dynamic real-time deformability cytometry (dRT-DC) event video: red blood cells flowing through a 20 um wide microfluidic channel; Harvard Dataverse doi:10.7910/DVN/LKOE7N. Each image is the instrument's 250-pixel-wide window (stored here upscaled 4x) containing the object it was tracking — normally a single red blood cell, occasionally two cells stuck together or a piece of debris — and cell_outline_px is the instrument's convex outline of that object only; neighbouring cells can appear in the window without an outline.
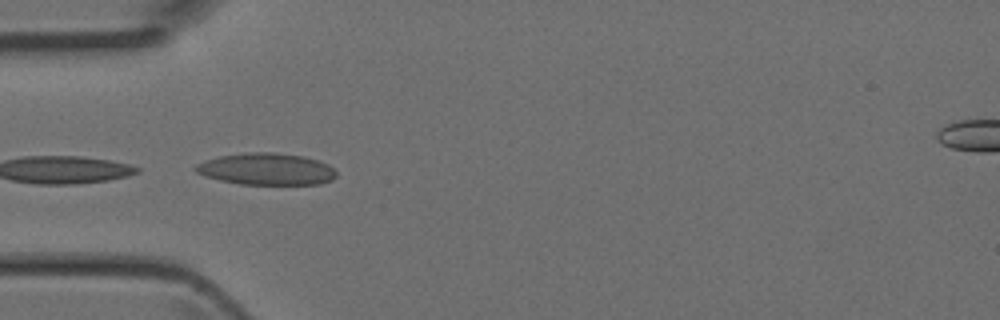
{"species": "Egyptian fruit bat (a non-hibernating species)", "species_latin": "Rousettus aegyptiacus", "temperature_condition": "room temperature", "stored_images_in_passage": 5, "camera_frame_rate_fps": 3000, "um_per_image_px": 0.085, "animal": {"sex": "female"}, "frame": {"image": 1, "passage_image": 5, "time_ms": 1.333, "image_size_px": [1000, 320], "cell_outline_px": [[336, 176], [332, 180], [320, 184], [240, 184], [220, 180], [204, 176], [196, 172], [192, 168], [196, 164], [204, 160], [220, 156], [244, 152], [272, 152], [304, 156], [328, 164], [336, 172]], "centroid_in_image_um": [22.61, 14.37], "position_along_channel_um": 62.4, "area_um2": 26.18}}